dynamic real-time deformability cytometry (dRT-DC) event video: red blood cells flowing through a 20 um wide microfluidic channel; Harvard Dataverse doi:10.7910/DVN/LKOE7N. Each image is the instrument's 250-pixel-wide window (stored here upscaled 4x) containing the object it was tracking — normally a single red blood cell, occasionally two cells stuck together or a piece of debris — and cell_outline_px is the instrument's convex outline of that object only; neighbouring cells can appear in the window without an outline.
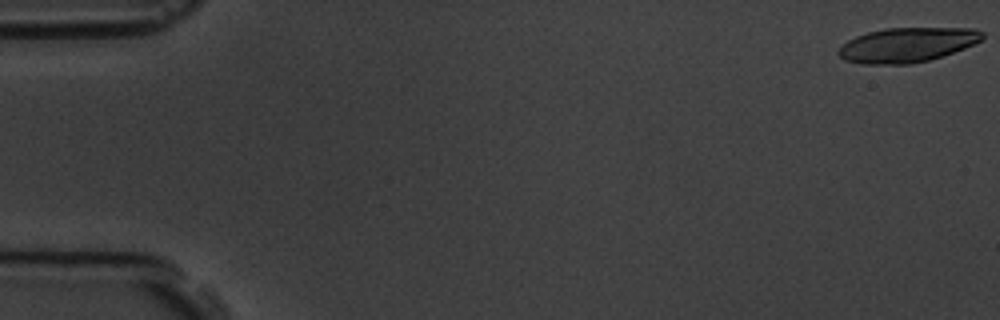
{"species": "common noctule bat (a hibernating species)", "species_latin": "Nyctalus noctula", "temperature_condition": "room temperature", "stored_images_in_passage": 5, "camera_frame_rate_fps": 3000, "um_per_image_px": 0.085, "animal": {"sex": "male", "body_mass_g": 19.5, "forearm_length_mm": 54.6}, "frame": {"image": 1, "passage_image": 1, "time_ms": 0.0, "image_size_px": [1000, 320], "cell_outline_px": [[984, 36], [980, 40], [964, 48], [928, 60], [908, 64], [864, 64], [844, 60], [836, 52], [848, 40], [856, 36], [868, 32], [884, 28], [976, 28], [984, 32]], "centroid_in_image_um": [77.09, 3.8], "position_along_channel_um": 7.9, "area_um2": 28.78}}